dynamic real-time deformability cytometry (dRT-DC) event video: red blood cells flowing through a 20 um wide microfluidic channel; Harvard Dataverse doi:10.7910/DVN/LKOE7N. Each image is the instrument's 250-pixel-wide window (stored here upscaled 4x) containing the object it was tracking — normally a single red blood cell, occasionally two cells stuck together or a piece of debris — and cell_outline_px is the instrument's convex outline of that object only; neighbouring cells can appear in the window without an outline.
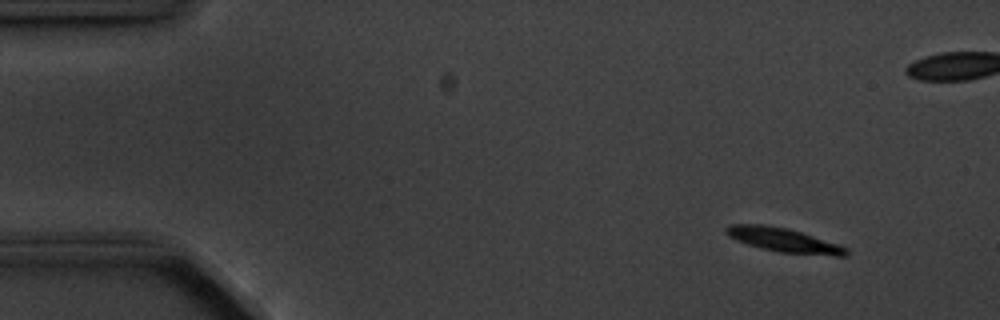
{"species": "common noctule bat (a hibernating species)", "species_latin": "Nyctalus noctula", "temperature_condition": "cold", "stored_images_in_passage": 4, "camera_frame_rate_fps": 3000, "um_per_image_px": 0.085, "animal": {"sex": "male", "body_mass_g": 20.1, "forearm_length_mm": 53.5}, "frame": {"image": 1, "passage_image": 1, "time_ms": 0.0, "image_size_px": [1000, 320], "cell_outline_px": [[848, 256], [836, 256], [780, 252], [760, 248], [736, 240], [728, 236], [724, 232], [724, 228], [728, 224], [764, 224], [788, 228], [840, 244], [848, 248]], "centroid_in_image_um": [66.61, 20.4], "position_along_channel_um": 18.4, "area_um2": 17.05}}